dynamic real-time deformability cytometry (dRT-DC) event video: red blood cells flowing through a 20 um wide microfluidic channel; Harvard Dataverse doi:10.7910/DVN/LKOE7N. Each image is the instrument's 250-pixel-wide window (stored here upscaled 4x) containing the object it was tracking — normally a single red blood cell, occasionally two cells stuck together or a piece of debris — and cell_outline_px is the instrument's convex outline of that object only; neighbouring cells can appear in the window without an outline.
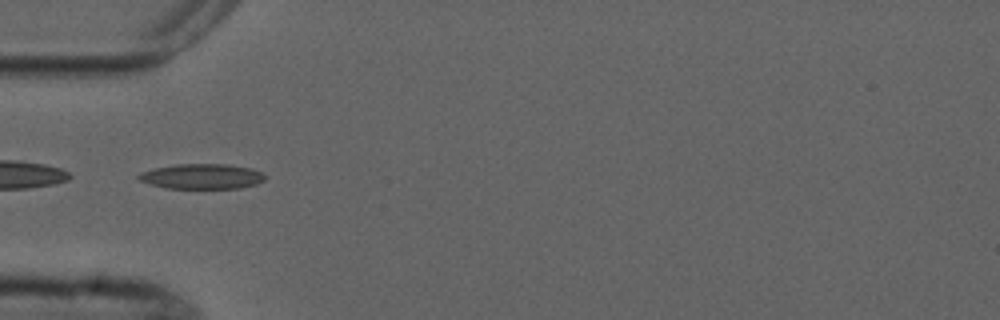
{"species": "common noctule bat (a hibernating species)", "species_latin": "Nyctalus noctula", "temperature_condition": "cold", "stored_images_in_passage": 7, "camera_frame_rate_fps": 3000, "um_per_image_px": 0.085, "animal": {"sex": "male", "forearm_length_mm": 52.5}, "frame": {"image": 1, "passage_image": 5, "time_ms": 4.667, "image_size_px": [1000, 320], "cell_outline_px": [[268, 176], [264, 180], [256, 184], [240, 188], [168, 188], [152, 184], [140, 180], [136, 176], [152, 168], [176, 164], [228, 164], [252, 168]], "centroid_in_image_um": [17.21, 14.98], "position_along_channel_um": 67.8, "area_um2": 18.44}}
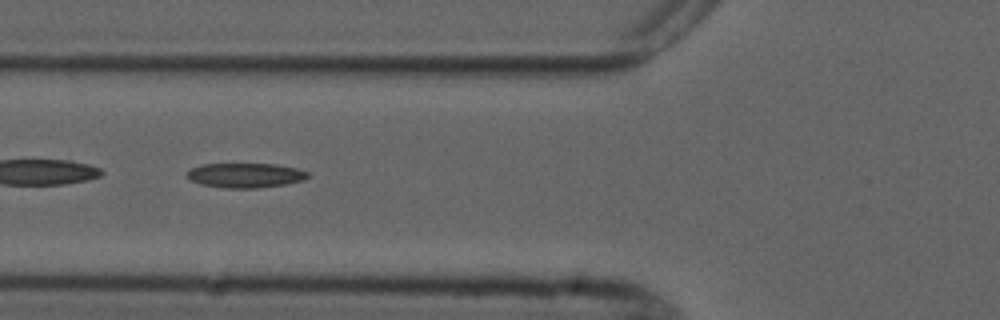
{"frame": {"image": 2, "passage_image": 6, "time_ms": 5.667, "image_size_px": [1000, 320], "cell_outline_px": [[308, 176], [304, 180], [284, 184], [256, 188], [224, 188], [200, 184], [192, 180], [188, 176], [188, 172], [192, 168], [204, 164], [276, 164], [296, 168], [308, 172]], "centroid_in_image_um": [20.88, 14.9], "position_along_channel_um": 104.9, "area_um2": 17.11}}
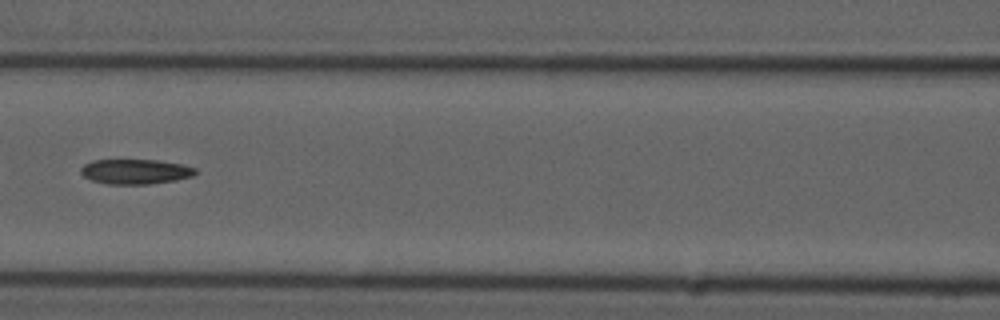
{"frame": {"image": 3, "passage_image": 7, "time_ms": 7.0, "image_size_px": [1000, 320], "cell_outline_px": [[196, 172], [192, 176], [176, 180], [148, 184], [108, 184], [92, 180], [84, 176], [80, 172], [80, 168], [84, 164], [92, 160], [156, 160], [180, 164], [196, 168]], "centroid_in_image_um": [11.48, 14.58], "position_along_channel_um": 155.1, "area_um2": 16.53}}